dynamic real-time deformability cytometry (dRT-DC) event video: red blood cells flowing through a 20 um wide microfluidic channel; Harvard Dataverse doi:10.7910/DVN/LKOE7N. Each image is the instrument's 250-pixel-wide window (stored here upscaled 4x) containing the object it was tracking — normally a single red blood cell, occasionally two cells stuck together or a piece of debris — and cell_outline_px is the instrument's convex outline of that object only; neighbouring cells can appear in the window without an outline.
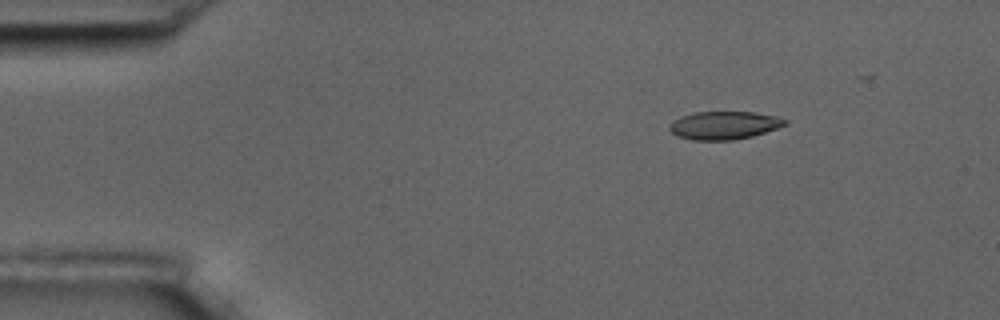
{"species": "common noctule bat (a hibernating species)", "species_latin": "Nyctalus noctula", "temperature_condition": "room temperature", "stored_images_in_passage": 3, "camera_frame_rate_fps": 3000, "um_per_image_px": 0.085, "animal": {"sex": "male", "body_mass_g": 17.5, "forearm_length_mm": 52.3}, "frame": {"image": 1, "passage_image": 1, "time_ms": 0.0, "image_size_px": [1000, 320], "cell_outline_px": [[788, 124], [752, 136], [732, 140], [692, 140], [676, 136], [668, 128], [668, 124], [672, 120], [680, 116], [696, 112], [752, 112], [776, 116], [788, 120]], "centroid_in_image_um": [61.5, 10.65], "position_along_channel_um": 23.5, "area_um2": 18.96}}